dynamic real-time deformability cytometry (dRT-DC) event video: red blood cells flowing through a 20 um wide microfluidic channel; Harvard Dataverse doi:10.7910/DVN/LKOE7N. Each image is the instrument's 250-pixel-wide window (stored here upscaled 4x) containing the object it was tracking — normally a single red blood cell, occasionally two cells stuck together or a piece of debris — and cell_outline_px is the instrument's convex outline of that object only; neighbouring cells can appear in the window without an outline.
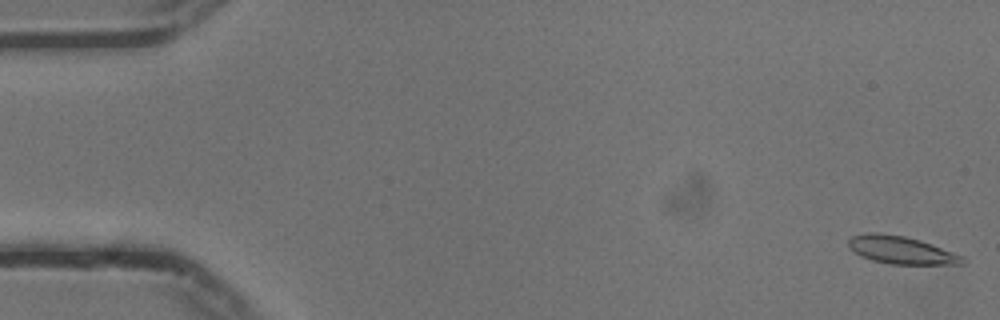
{"species": "common noctule bat (a hibernating species)", "species_latin": "Nyctalus noctula", "temperature_condition": "cold", "stored_images_in_passage": 11, "camera_frame_rate_fps": 3000, "um_per_image_px": 0.085, "animal": {"sex": "male", "body_mass_g": 13.3}, "frame": {"image": 1, "passage_image": 1, "time_ms": 0.0, "image_size_px": [1000, 320], "cell_outline_px": [[968, 260], [964, 264], [888, 264], [872, 260], [860, 256], [848, 244], [848, 240], [852, 236], [868, 232], [880, 232], [904, 236], [920, 240], [932, 244], [964, 256]], "centroid_in_image_um": [76.64, 21.25], "position_along_channel_um": 8.4, "area_um2": 18.5}}